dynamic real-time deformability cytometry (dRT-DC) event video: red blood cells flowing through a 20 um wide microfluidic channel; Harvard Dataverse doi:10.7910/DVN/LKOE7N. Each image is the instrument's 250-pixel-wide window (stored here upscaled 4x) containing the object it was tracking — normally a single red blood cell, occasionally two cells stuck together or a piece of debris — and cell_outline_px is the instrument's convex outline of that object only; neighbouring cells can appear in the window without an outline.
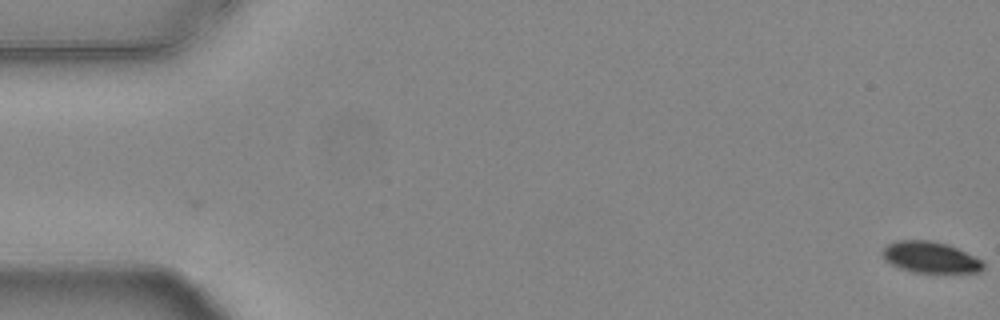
{"species": "common noctule bat (a hibernating species)", "species_latin": "Nyctalus noctula", "temperature_condition": "warm", "stored_images_in_passage": 56, "camera_frame_rate_fps": 3000, "um_per_image_px": 0.085, "animal": {"sex": "female", "body_mass_g": 24.6, "forearm_length_mm": 56.2}, "frame": {"image": 1, "passage_image": 1, "time_ms": 0.0, "image_size_px": [1000, 320], "cell_outline_px": [[984, 268], [980, 272], [916, 272], [900, 268], [884, 260], [880, 252], [888, 244], [896, 240], [928, 240], [948, 244], [984, 260]], "centroid_in_image_um": [79.08, 21.86], "position_along_channel_um": 5.9, "area_um2": 18.38}}
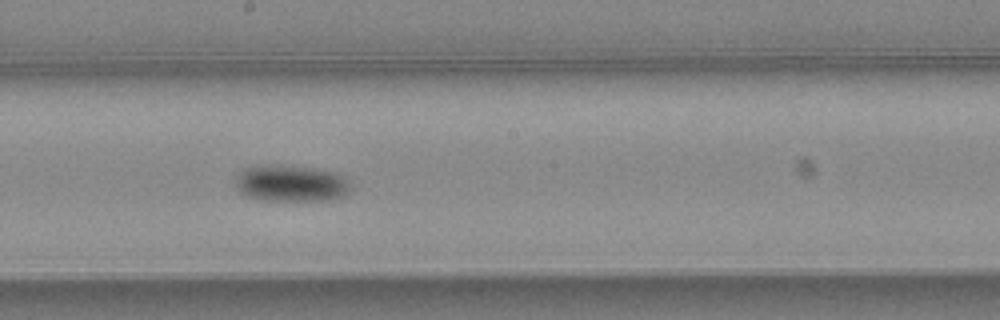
{"frame": {"image": 2, "passage_image": 31, "time_ms": 10.0, "image_size_px": [1000, 320], "cell_outline_px": [[348, 192], [344, 196], [324, 200], [260, 200], [248, 196], [240, 192], [236, 184], [236, 180], [240, 172], [244, 168], [256, 164], [284, 164], [312, 168], [336, 172], [344, 176], [348, 180]], "centroid_in_image_um": [24.7, 15.55], "position_along_channel_um": 223.5, "area_um2": 24.68}}
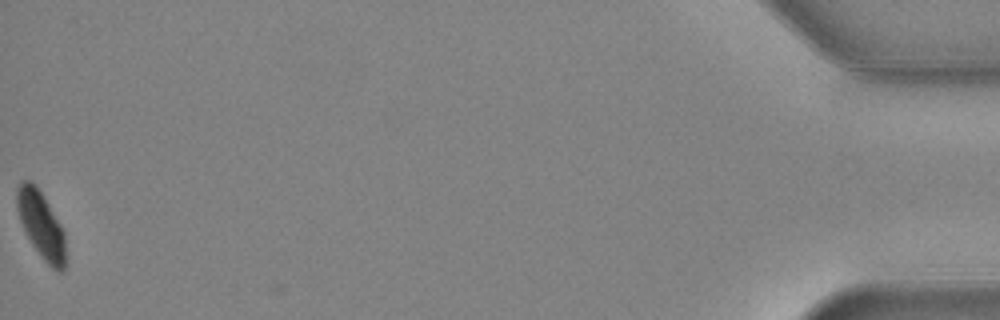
{"frame": {"image": 3, "passage_image": 56, "time_ms": 18.333, "image_size_px": [1000, 320], "cell_outline_px": [[64, 272], [60, 272], [52, 268], [44, 260], [32, 244], [20, 220], [16, 208], [16, 188], [20, 180], [32, 180], [36, 184], [60, 224], [64, 232]], "centroid_in_image_um": [3.46, 19.05], "position_along_channel_um": 431.7, "area_um2": 18.73}, "authors_computed_cell_mechanics": {"area_um2": 21.1548, "velocity_mm_per_s": 3.7572, "shape_relaxation_time_tau1_ms": 2.3696, "shape_relaxation_time_tau2_ms": null, "deformation_change_tau1": 0.1139, "deformation_change_tau2": null}}